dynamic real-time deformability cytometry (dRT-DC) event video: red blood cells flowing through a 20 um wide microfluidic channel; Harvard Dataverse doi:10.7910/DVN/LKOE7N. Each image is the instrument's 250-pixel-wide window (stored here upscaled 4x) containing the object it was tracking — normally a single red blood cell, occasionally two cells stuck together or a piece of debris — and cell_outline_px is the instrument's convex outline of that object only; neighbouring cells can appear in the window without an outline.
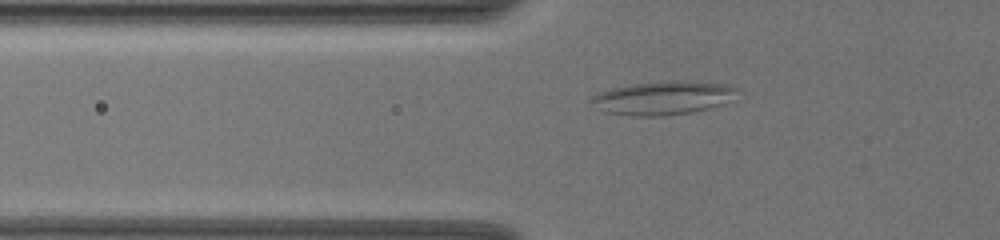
{"species": "common noctule bat (a hibernating species)", "species_latin": "Nyctalus noctula", "temperature_condition": "warm", "stored_images_in_passage": 61, "camera_frame_rate_fps": 3000, "um_per_image_px": 0.085, "animal": {"sex": "female", "body_mass_g": 19.5, "forearm_length_mm": 54.1}, "frame": {"image": 1, "passage_image": 25, "time_ms": 8.0, "image_size_px": [1000, 240], "cell_outline_px": [[740, 88], [724, 104], [712, 108], [692, 112], [664, 116], [632, 116], [604, 112], [596, 108], [588, 100], [596, 92], [612, 88], [632, 84], [672, 80], [684, 80], [724, 84]], "centroid_in_image_um": [56.31, 8.33], "position_along_channel_um": 69.5, "area_um2": 28.84}}
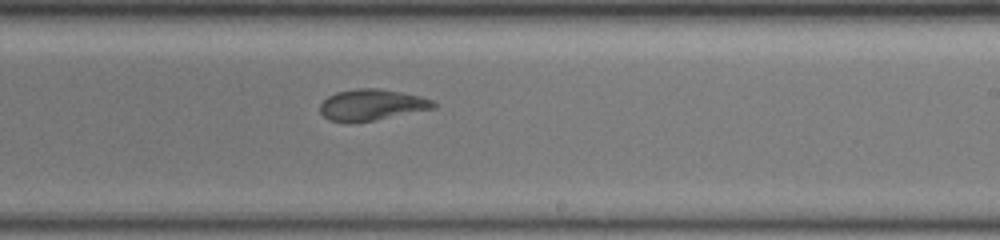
{"frame": {"image": 2, "passage_image": 41, "time_ms": 13.333, "image_size_px": [1000, 240], "cell_outline_px": [[436, 108], [376, 120], [348, 124], [328, 120], [320, 112], [320, 104], [328, 96], [336, 92], [356, 88], [376, 88], [400, 92], [420, 96], [432, 100], [436, 104]], "centroid_in_image_um": [31.56, 8.93], "position_along_channel_um": 257.4, "area_um2": 20.87}}
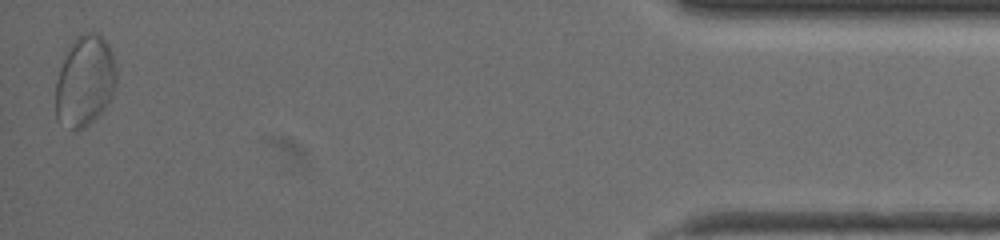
{"frame": {"image": 3, "passage_image": 61, "time_ms": 20.0, "image_size_px": [1000, 240], "cell_outline_px": [[116, 84], [112, 96], [100, 112], [84, 128], [72, 128], [56, 120], [56, 80], [60, 68], [76, 36], [84, 32], [96, 32], [104, 36], [112, 52], [116, 68]], "centroid_in_image_um": [7.23, 6.84], "position_along_channel_um": 428.0, "area_um2": 31.79}, "authors_computed_cell_mechanics": {"area_um2": 28.8422, "velocity_mm_per_s": 3.6292, "shape_relaxation_time_tau1_ms": null, "shape_relaxation_time_tau2_ms": 2.0068, "deformation_change_tau1": null, "deformation_change_tau2": 0.0859}}